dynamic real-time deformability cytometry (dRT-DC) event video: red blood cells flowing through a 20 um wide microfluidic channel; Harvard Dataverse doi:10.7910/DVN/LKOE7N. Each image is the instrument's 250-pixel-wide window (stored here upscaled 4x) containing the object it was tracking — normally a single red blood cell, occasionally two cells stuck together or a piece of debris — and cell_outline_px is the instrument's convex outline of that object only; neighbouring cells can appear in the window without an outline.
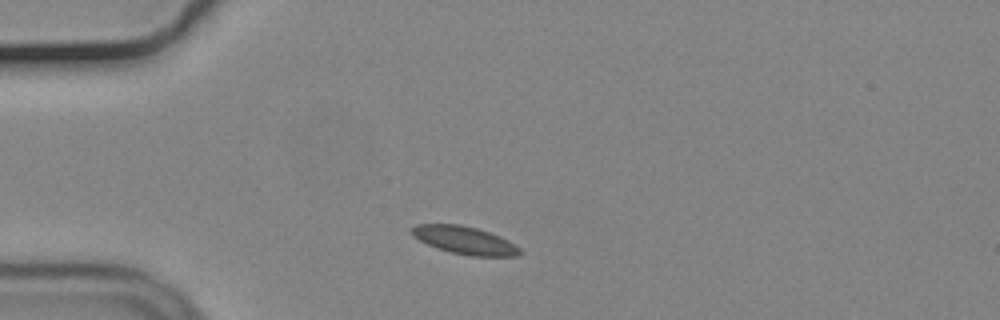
{"species": "common noctule bat (a hibernating species)", "species_latin": "Nyctalus noctula", "temperature_condition": "cold", "stored_images_in_passage": 43, "camera_frame_rate_fps": 3000, "um_per_image_px": 0.085, "animal": {"sex": "male", "body_mass_g": 19.2, "forearm_length_mm": 51.8}, "frame": {"image": 1, "passage_image": 1, "time_ms": 0.0, "image_size_px": [1000, 320], "cell_outline_px": [[524, 252], [520, 256], [472, 256], [452, 252], [436, 248], [412, 236], [412, 228], [416, 224], [460, 224], [476, 228], [500, 236], [508, 240], [520, 248]], "centroid_in_image_um": [39.53, 20.43], "position_along_channel_um": 45.5, "area_um2": 17.46}}
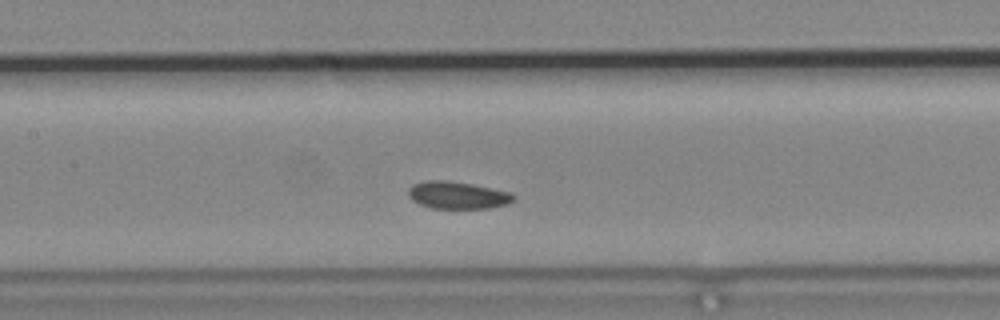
{"frame": {"image": 2, "passage_image": 13, "time_ms": 4.0, "image_size_px": [1000, 320], "cell_outline_px": [[516, 200], [508, 204], [488, 208], [432, 208], [420, 204], [412, 200], [408, 196], [408, 188], [412, 184], [424, 180], [448, 180], [472, 184], [512, 192], [516, 196]], "centroid_in_image_um": [38.91, 16.58], "position_along_channel_um": 168.5, "area_um2": 16.99}}
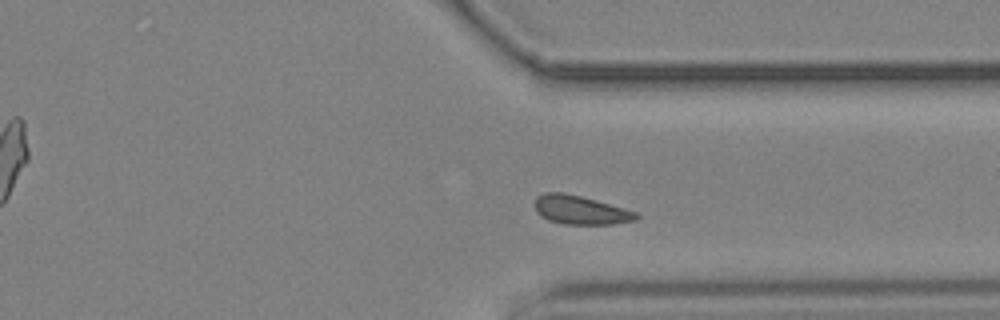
{"frame": {"image": 3, "passage_image": 29, "time_ms": 9.333, "image_size_px": [1000, 320], "cell_outline_px": [[640, 216], [636, 220], [612, 224], [564, 224], [548, 220], [540, 216], [536, 212], [532, 204], [536, 196], [544, 192], [560, 192], [580, 196], [596, 200], [624, 208], [636, 212]], "centroid_in_image_um": [49.27, 17.85], "position_along_channel_um": 362.1, "area_um2": 17.17}}